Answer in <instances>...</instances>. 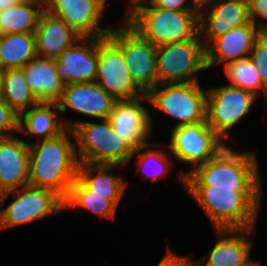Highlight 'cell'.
<instances>
[{
  "label": "cell",
  "mask_w": 267,
  "mask_h": 266,
  "mask_svg": "<svg viewBox=\"0 0 267 266\" xmlns=\"http://www.w3.org/2000/svg\"><path fill=\"white\" fill-rule=\"evenodd\" d=\"M78 166L72 129L29 144L30 186L53 190L65 199L77 177Z\"/></svg>",
  "instance_id": "cell-1"
},
{
  "label": "cell",
  "mask_w": 267,
  "mask_h": 266,
  "mask_svg": "<svg viewBox=\"0 0 267 266\" xmlns=\"http://www.w3.org/2000/svg\"><path fill=\"white\" fill-rule=\"evenodd\" d=\"M227 145L216 157L194 170L180 171L185 186H211V189H262L256 151L240 152Z\"/></svg>",
  "instance_id": "cell-2"
},
{
  "label": "cell",
  "mask_w": 267,
  "mask_h": 266,
  "mask_svg": "<svg viewBox=\"0 0 267 266\" xmlns=\"http://www.w3.org/2000/svg\"><path fill=\"white\" fill-rule=\"evenodd\" d=\"M183 190L202 208L213 229L256 228L262 189L185 186Z\"/></svg>",
  "instance_id": "cell-3"
},
{
  "label": "cell",
  "mask_w": 267,
  "mask_h": 266,
  "mask_svg": "<svg viewBox=\"0 0 267 266\" xmlns=\"http://www.w3.org/2000/svg\"><path fill=\"white\" fill-rule=\"evenodd\" d=\"M198 12L165 10L146 0L136 4L122 18L145 40L155 46H161L201 39Z\"/></svg>",
  "instance_id": "cell-4"
},
{
  "label": "cell",
  "mask_w": 267,
  "mask_h": 266,
  "mask_svg": "<svg viewBox=\"0 0 267 266\" xmlns=\"http://www.w3.org/2000/svg\"><path fill=\"white\" fill-rule=\"evenodd\" d=\"M72 129L79 163L125 166L134 149L115 132L108 119L100 123L75 119L65 120Z\"/></svg>",
  "instance_id": "cell-5"
},
{
  "label": "cell",
  "mask_w": 267,
  "mask_h": 266,
  "mask_svg": "<svg viewBox=\"0 0 267 266\" xmlns=\"http://www.w3.org/2000/svg\"><path fill=\"white\" fill-rule=\"evenodd\" d=\"M199 82L157 84L147 93L150 108L176 119L173 127L206 120L207 89Z\"/></svg>",
  "instance_id": "cell-6"
},
{
  "label": "cell",
  "mask_w": 267,
  "mask_h": 266,
  "mask_svg": "<svg viewBox=\"0 0 267 266\" xmlns=\"http://www.w3.org/2000/svg\"><path fill=\"white\" fill-rule=\"evenodd\" d=\"M107 37L122 51L134 83L147 94L158 84L157 46L145 40L123 18Z\"/></svg>",
  "instance_id": "cell-7"
},
{
  "label": "cell",
  "mask_w": 267,
  "mask_h": 266,
  "mask_svg": "<svg viewBox=\"0 0 267 266\" xmlns=\"http://www.w3.org/2000/svg\"><path fill=\"white\" fill-rule=\"evenodd\" d=\"M10 196L13 201L2 208L0 232L65 211L64 199L50 189L26 185L17 190L5 192L3 206Z\"/></svg>",
  "instance_id": "cell-8"
},
{
  "label": "cell",
  "mask_w": 267,
  "mask_h": 266,
  "mask_svg": "<svg viewBox=\"0 0 267 266\" xmlns=\"http://www.w3.org/2000/svg\"><path fill=\"white\" fill-rule=\"evenodd\" d=\"M158 84L199 82V73L207 71L205 45L201 39H189L157 46Z\"/></svg>",
  "instance_id": "cell-9"
},
{
  "label": "cell",
  "mask_w": 267,
  "mask_h": 266,
  "mask_svg": "<svg viewBox=\"0 0 267 266\" xmlns=\"http://www.w3.org/2000/svg\"><path fill=\"white\" fill-rule=\"evenodd\" d=\"M168 150L171 156L183 164L192 165V170L216 157L229 143L202 121L172 127Z\"/></svg>",
  "instance_id": "cell-10"
},
{
  "label": "cell",
  "mask_w": 267,
  "mask_h": 266,
  "mask_svg": "<svg viewBox=\"0 0 267 266\" xmlns=\"http://www.w3.org/2000/svg\"><path fill=\"white\" fill-rule=\"evenodd\" d=\"M258 97L250 91L223 84L207 89L206 121L225 141L231 129L251 111Z\"/></svg>",
  "instance_id": "cell-11"
},
{
  "label": "cell",
  "mask_w": 267,
  "mask_h": 266,
  "mask_svg": "<svg viewBox=\"0 0 267 266\" xmlns=\"http://www.w3.org/2000/svg\"><path fill=\"white\" fill-rule=\"evenodd\" d=\"M95 82L117 101L132 100L145 94L131 78L122 51L107 36L97 37Z\"/></svg>",
  "instance_id": "cell-12"
},
{
  "label": "cell",
  "mask_w": 267,
  "mask_h": 266,
  "mask_svg": "<svg viewBox=\"0 0 267 266\" xmlns=\"http://www.w3.org/2000/svg\"><path fill=\"white\" fill-rule=\"evenodd\" d=\"M105 0H44L45 9L61 18L82 38L106 37L111 27H101Z\"/></svg>",
  "instance_id": "cell-13"
},
{
  "label": "cell",
  "mask_w": 267,
  "mask_h": 266,
  "mask_svg": "<svg viewBox=\"0 0 267 266\" xmlns=\"http://www.w3.org/2000/svg\"><path fill=\"white\" fill-rule=\"evenodd\" d=\"M147 94L132 100H118L112 107L108 120L113 129L134 150L148 144L154 129Z\"/></svg>",
  "instance_id": "cell-14"
},
{
  "label": "cell",
  "mask_w": 267,
  "mask_h": 266,
  "mask_svg": "<svg viewBox=\"0 0 267 266\" xmlns=\"http://www.w3.org/2000/svg\"><path fill=\"white\" fill-rule=\"evenodd\" d=\"M214 231L218 235L214 247L203 256L200 262L192 259L191 266H259L261 264L250 255L254 245L251 237L254 236L256 228L214 229Z\"/></svg>",
  "instance_id": "cell-15"
},
{
  "label": "cell",
  "mask_w": 267,
  "mask_h": 266,
  "mask_svg": "<svg viewBox=\"0 0 267 266\" xmlns=\"http://www.w3.org/2000/svg\"><path fill=\"white\" fill-rule=\"evenodd\" d=\"M249 22L248 0H212L199 7V36L205 47L214 38Z\"/></svg>",
  "instance_id": "cell-16"
},
{
  "label": "cell",
  "mask_w": 267,
  "mask_h": 266,
  "mask_svg": "<svg viewBox=\"0 0 267 266\" xmlns=\"http://www.w3.org/2000/svg\"><path fill=\"white\" fill-rule=\"evenodd\" d=\"M116 101L97 82H90L64 85L57 104L65 125L64 115L68 108L90 118L105 120L108 119Z\"/></svg>",
  "instance_id": "cell-17"
},
{
  "label": "cell",
  "mask_w": 267,
  "mask_h": 266,
  "mask_svg": "<svg viewBox=\"0 0 267 266\" xmlns=\"http://www.w3.org/2000/svg\"><path fill=\"white\" fill-rule=\"evenodd\" d=\"M260 35L261 30L250 21L214 38L205 47L207 69L248 58Z\"/></svg>",
  "instance_id": "cell-18"
},
{
  "label": "cell",
  "mask_w": 267,
  "mask_h": 266,
  "mask_svg": "<svg viewBox=\"0 0 267 266\" xmlns=\"http://www.w3.org/2000/svg\"><path fill=\"white\" fill-rule=\"evenodd\" d=\"M55 65L65 85L95 82L97 76V37L81 38L63 51Z\"/></svg>",
  "instance_id": "cell-19"
},
{
  "label": "cell",
  "mask_w": 267,
  "mask_h": 266,
  "mask_svg": "<svg viewBox=\"0 0 267 266\" xmlns=\"http://www.w3.org/2000/svg\"><path fill=\"white\" fill-rule=\"evenodd\" d=\"M29 144L16 135L0 138V189L4 192L28 185Z\"/></svg>",
  "instance_id": "cell-20"
},
{
  "label": "cell",
  "mask_w": 267,
  "mask_h": 266,
  "mask_svg": "<svg viewBox=\"0 0 267 266\" xmlns=\"http://www.w3.org/2000/svg\"><path fill=\"white\" fill-rule=\"evenodd\" d=\"M34 34L37 55L49 59H56L63 51L82 38L61 18L51 14L46 9L39 17Z\"/></svg>",
  "instance_id": "cell-21"
},
{
  "label": "cell",
  "mask_w": 267,
  "mask_h": 266,
  "mask_svg": "<svg viewBox=\"0 0 267 266\" xmlns=\"http://www.w3.org/2000/svg\"><path fill=\"white\" fill-rule=\"evenodd\" d=\"M57 102H39L19 115V134L31 144L35 140L49 139L58 136L66 127L62 121Z\"/></svg>",
  "instance_id": "cell-22"
},
{
  "label": "cell",
  "mask_w": 267,
  "mask_h": 266,
  "mask_svg": "<svg viewBox=\"0 0 267 266\" xmlns=\"http://www.w3.org/2000/svg\"><path fill=\"white\" fill-rule=\"evenodd\" d=\"M24 76L30 90L39 102H57L64 90L55 59L37 56L24 67Z\"/></svg>",
  "instance_id": "cell-23"
},
{
  "label": "cell",
  "mask_w": 267,
  "mask_h": 266,
  "mask_svg": "<svg viewBox=\"0 0 267 266\" xmlns=\"http://www.w3.org/2000/svg\"><path fill=\"white\" fill-rule=\"evenodd\" d=\"M123 196H99L90 190L78 177L64 199V210H89L99 218L114 220Z\"/></svg>",
  "instance_id": "cell-24"
},
{
  "label": "cell",
  "mask_w": 267,
  "mask_h": 266,
  "mask_svg": "<svg viewBox=\"0 0 267 266\" xmlns=\"http://www.w3.org/2000/svg\"><path fill=\"white\" fill-rule=\"evenodd\" d=\"M45 9L44 0H19L0 10V35L34 33Z\"/></svg>",
  "instance_id": "cell-25"
},
{
  "label": "cell",
  "mask_w": 267,
  "mask_h": 266,
  "mask_svg": "<svg viewBox=\"0 0 267 266\" xmlns=\"http://www.w3.org/2000/svg\"><path fill=\"white\" fill-rule=\"evenodd\" d=\"M121 167L124 166L79 163L77 177L92 190L95 195L123 196L127 183L121 176L113 173L117 168Z\"/></svg>",
  "instance_id": "cell-26"
},
{
  "label": "cell",
  "mask_w": 267,
  "mask_h": 266,
  "mask_svg": "<svg viewBox=\"0 0 267 266\" xmlns=\"http://www.w3.org/2000/svg\"><path fill=\"white\" fill-rule=\"evenodd\" d=\"M37 56L34 33L0 35V65L4 69L23 68Z\"/></svg>",
  "instance_id": "cell-27"
},
{
  "label": "cell",
  "mask_w": 267,
  "mask_h": 266,
  "mask_svg": "<svg viewBox=\"0 0 267 266\" xmlns=\"http://www.w3.org/2000/svg\"><path fill=\"white\" fill-rule=\"evenodd\" d=\"M0 97L19 115L39 103L26 83L23 68L5 69Z\"/></svg>",
  "instance_id": "cell-28"
},
{
  "label": "cell",
  "mask_w": 267,
  "mask_h": 266,
  "mask_svg": "<svg viewBox=\"0 0 267 266\" xmlns=\"http://www.w3.org/2000/svg\"><path fill=\"white\" fill-rule=\"evenodd\" d=\"M154 146L157 147L159 144L149 142L135 149L130 158V161L135 158L138 171L144 173L146 177L148 176L147 178H150L151 181L166 177L170 171L169 169H171L170 167H172L171 165L174 164L166 145L164 149L157 148L156 150Z\"/></svg>",
  "instance_id": "cell-29"
},
{
  "label": "cell",
  "mask_w": 267,
  "mask_h": 266,
  "mask_svg": "<svg viewBox=\"0 0 267 266\" xmlns=\"http://www.w3.org/2000/svg\"><path fill=\"white\" fill-rule=\"evenodd\" d=\"M223 69L229 85L250 91L257 97L262 93L267 104V87L262 83L258 68L249 57L228 63Z\"/></svg>",
  "instance_id": "cell-30"
},
{
  "label": "cell",
  "mask_w": 267,
  "mask_h": 266,
  "mask_svg": "<svg viewBox=\"0 0 267 266\" xmlns=\"http://www.w3.org/2000/svg\"><path fill=\"white\" fill-rule=\"evenodd\" d=\"M15 132H19V114L0 97V138L16 135Z\"/></svg>",
  "instance_id": "cell-31"
},
{
  "label": "cell",
  "mask_w": 267,
  "mask_h": 266,
  "mask_svg": "<svg viewBox=\"0 0 267 266\" xmlns=\"http://www.w3.org/2000/svg\"><path fill=\"white\" fill-rule=\"evenodd\" d=\"M249 58L258 68L261 81L267 87V38L262 34L256 39Z\"/></svg>",
  "instance_id": "cell-32"
},
{
  "label": "cell",
  "mask_w": 267,
  "mask_h": 266,
  "mask_svg": "<svg viewBox=\"0 0 267 266\" xmlns=\"http://www.w3.org/2000/svg\"><path fill=\"white\" fill-rule=\"evenodd\" d=\"M248 8L250 21L262 31L267 27V0H248Z\"/></svg>",
  "instance_id": "cell-33"
},
{
  "label": "cell",
  "mask_w": 267,
  "mask_h": 266,
  "mask_svg": "<svg viewBox=\"0 0 267 266\" xmlns=\"http://www.w3.org/2000/svg\"><path fill=\"white\" fill-rule=\"evenodd\" d=\"M153 6L174 11H199L193 0H148ZM190 1V2H189Z\"/></svg>",
  "instance_id": "cell-34"
},
{
  "label": "cell",
  "mask_w": 267,
  "mask_h": 266,
  "mask_svg": "<svg viewBox=\"0 0 267 266\" xmlns=\"http://www.w3.org/2000/svg\"><path fill=\"white\" fill-rule=\"evenodd\" d=\"M156 266H191V259L189 256L176 254L169 247Z\"/></svg>",
  "instance_id": "cell-35"
},
{
  "label": "cell",
  "mask_w": 267,
  "mask_h": 266,
  "mask_svg": "<svg viewBox=\"0 0 267 266\" xmlns=\"http://www.w3.org/2000/svg\"><path fill=\"white\" fill-rule=\"evenodd\" d=\"M19 0H0V10L6 7L14 6Z\"/></svg>",
  "instance_id": "cell-36"
},
{
  "label": "cell",
  "mask_w": 267,
  "mask_h": 266,
  "mask_svg": "<svg viewBox=\"0 0 267 266\" xmlns=\"http://www.w3.org/2000/svg\"><path fill=\"white\" fill-rule=\"evenodd\" d=\"M142 1H146V0H126L128 7H126V11H130L136 4L142 2ZM129 4V5H128Z\"/></svg>",
  "instance_id": "cell-37"
},
{
  "label": "cell",
  "mask_w": 267,
  "mask_h": 266,
  "mask_svg": "<svg viewBox=\"0 0 267 266\" xmlns=\"http://www.w3.org/2000/svg\"><path fill=\"white\" fill-rule=\"evenodd\" d=\"M4 75H5V69L0 65V95L3 88Z\"/></svg>",
  "instance_id": "cell-38"
},
{
  "label": "cell",
  "mask_w": 267,
  "mask_h": 266,
  "mask_svg": "<svg viewBox=\"0 0 267 266\" xmlns=\"http://www.w3.org/2000/svg\"><path fill=\"white\" fill-rule=\"evenodd\" d=\"M5 192L0 189V222L2 218L3 199Z\"/></svg>",
  "instance_id": "cell-39"
},
{
  "label": "cell",
  "mask_w": 267,
  "mask_h": 266,
  "mask_svg": "<svg viewBox=\"0 0 267 266\" xmlns=\"http://www.w3.org/2000/svg\"><path fill=\"white\" fill-rule=\"evenodd\" d=\"M210 1H212V0H193V2H195L198 7L208 3Z\"/></svg>",
  "instance_id": "cell-40"
},
{
  "label": "cell",
  "mask_w": 267,
  "mask_h": 266,
  "mask_svg": "<svg viewBox=\"0 0 267 266\" xmlns=\"http://www.w3.org/2000/svg\"><path fill=\"white\" fill-rule=\"evenodd\" d=\"M261 34L267 38V27H265L262 31Z\"/></svg>",
  "instance_id": "cell-41"
}]
</instances>
